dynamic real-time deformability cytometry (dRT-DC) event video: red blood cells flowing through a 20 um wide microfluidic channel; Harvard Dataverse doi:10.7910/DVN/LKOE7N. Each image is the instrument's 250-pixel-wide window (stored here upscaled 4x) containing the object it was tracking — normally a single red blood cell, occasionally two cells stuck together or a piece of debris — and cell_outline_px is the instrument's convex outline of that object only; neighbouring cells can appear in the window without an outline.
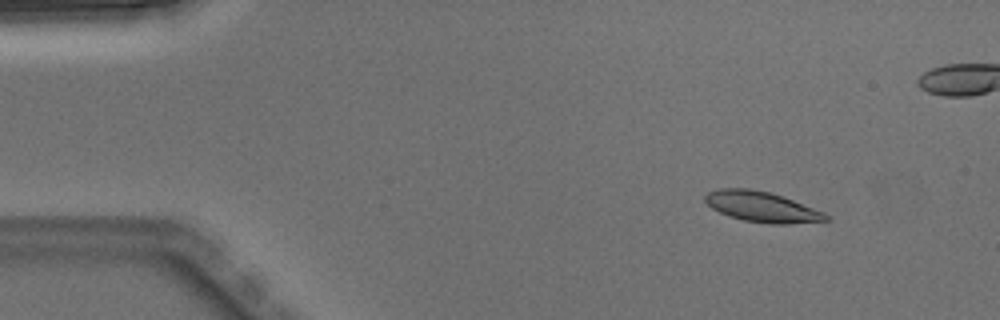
{"species": "Egyptian fruit bat (a non-hibernating species)", "species_latin": "Rousettus aegyptiacus", "temperature_condition": "warm", "stored_images_in_passage": 5, "camera_frame_rate_fps": 3000, "um_per_image_px": 0.085, "animal": {"sex": "male"}, "frame": {"image": 1, "passage_image": 2, "time_ms": 0.333, "image_size_px": [1000, 320], "cell_outline_px": [[828, 220], [788, 224], [768, 224], [744, 220], [728, 216], [712, 208], [704, 200], [704, 196], [708, 192], [720, 188], [748, 188], [768, 192], [792, 200], [824, 212], [828, 216]], "centroid_in_image_um": [64.72, 17.58], "position_along_channel_um": 20.3, "area_um2": 21.15}}